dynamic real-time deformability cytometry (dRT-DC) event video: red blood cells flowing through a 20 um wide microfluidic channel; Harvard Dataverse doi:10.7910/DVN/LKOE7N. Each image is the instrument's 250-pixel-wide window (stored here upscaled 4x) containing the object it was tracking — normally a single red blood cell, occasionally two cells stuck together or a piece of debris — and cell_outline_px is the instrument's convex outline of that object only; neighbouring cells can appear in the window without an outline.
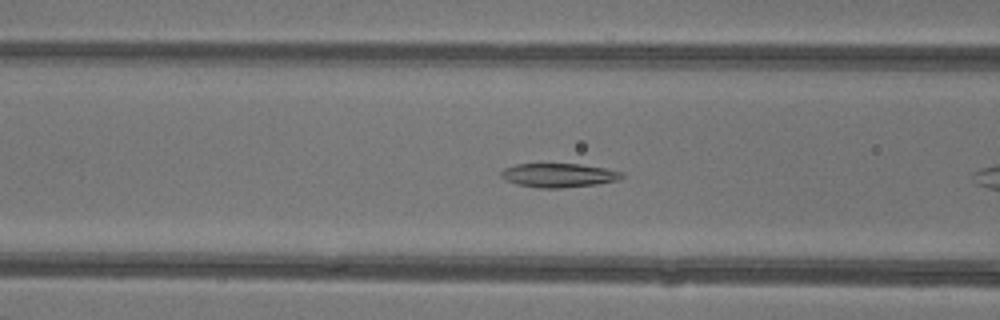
{"species": "common noctule bat (a hibernating species)", "species_latin": "Nyctalus noctula", "temperature_condition": "warm", "stored_images_in_passage": 9, "camera_frame_rate_fps": 3000, "um_per_image_px": 0.085, "animal": {"sex": "female"}, "frame": {"image": 1, "passage_image": 8, "time_ms": 2.333, "image_size_px": [1000, 320], "cell_outline_px": [[624, 176], [620, 180], [600, 184], [560, 188], [536, 188], [504, 180], [500, 176], [500, 172], [504, 168], [516, 164], [580, 164], [604, 168], [620, 172]], "centroid_in_image_um": [47.48, 14.9], "position_along_channel_um": 119.1, "area_um2": 16.88}}